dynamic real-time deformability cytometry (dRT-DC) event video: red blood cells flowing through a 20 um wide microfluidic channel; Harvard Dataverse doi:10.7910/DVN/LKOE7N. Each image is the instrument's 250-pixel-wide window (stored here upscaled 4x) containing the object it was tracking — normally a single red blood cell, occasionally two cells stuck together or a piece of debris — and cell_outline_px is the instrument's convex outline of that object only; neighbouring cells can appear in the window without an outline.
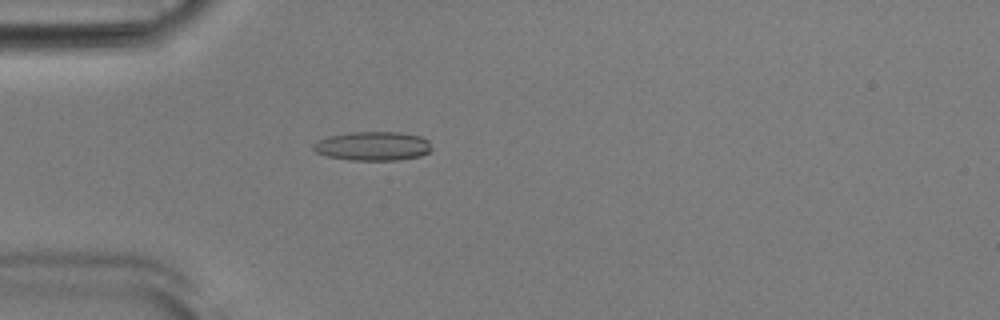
{"species": "Egyptian fruit bat (a non-hibernating species)", "species_latin": "Rousettus aegyptiacus", "temperature_condition": "room temperature", "stored_images_in_passage": 43, "camera_frame_rate_fps": 3000, "um_per_image_px": 0.085, "animal": {"sex": "male"}, "frame": {"image": 1, "passage_image": 6, "time_ms": 1.667, "image_size_px": [1000, 320], "cell_outline_px": [[432, 148], [428, 152], [420, 156], [400, 160], [348, 160], [328, 156], [316, 152], [312, 148], [312, 144], [316, 140], [328, 136], [352, 132], [400, 132], [420, 136], [428, 140]], "centroid_in_image_um": [31.67, 12.41], "position_along_channel_um": 53.3, "area_um2": 20.11}}
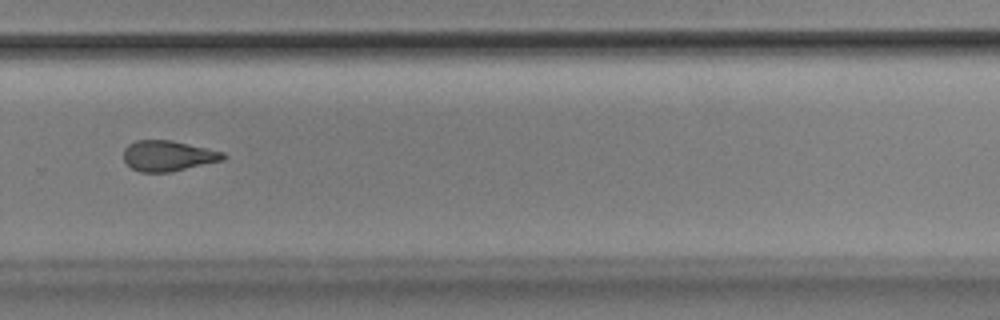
{"frame": {"image": 2, "passage_image": 27, "time_ms": 8.667, "image_size_px": [1000, 320], "cell_outline_px": [[228, 156], [224, 160], [172, 172], [140, 172], [132, 168], [124, 160], [124, 148], [128, 144], [136, 140], [172, 140], [208, 148], [224, 152]], "centroid_in_image_um": [14.31, 13.24], "position_along_channel_um": 315.5, "area_um2": 17.92}}
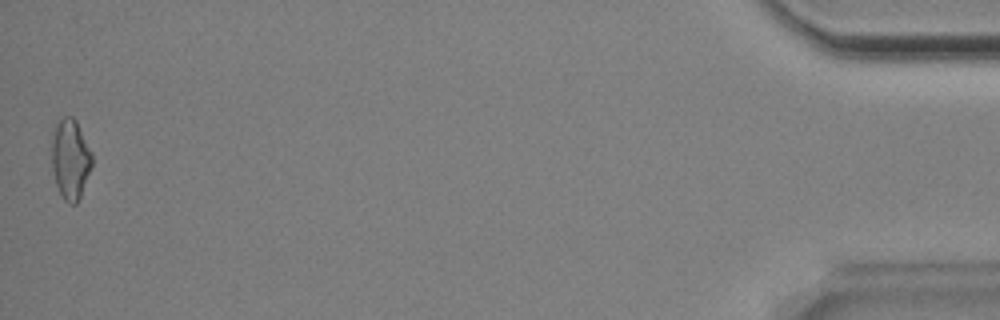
{"frame": {"image": 3, "passage_image": 43, "time_ms": 14.0, "image_size_px": [1000, 320], "cell_outline_px": [[92, 168], [80, 196], [76, 204], [68, 204], [64, 200], [56, 184], [52, 168], [52, 140], [56, 124], [64, 116], [72, 116], [76, 120], [92, 152]], "centroid_in_image_um": [6.0, 13.53], "position_along_channel_um": 429.2, "area_um2": 18.79}, "authors_computed_cell_mechanics": {"area_um2": 18.5538, "velocity_mm_per_s": 3.8717, "shape_relaxation_time_tau1_ms": 4.4975, "shape_relaxation_time_tau2_ms": 2.8392, "deformation_change_tau1": 0.1545, "deformation_change_tau2": 0.113}}